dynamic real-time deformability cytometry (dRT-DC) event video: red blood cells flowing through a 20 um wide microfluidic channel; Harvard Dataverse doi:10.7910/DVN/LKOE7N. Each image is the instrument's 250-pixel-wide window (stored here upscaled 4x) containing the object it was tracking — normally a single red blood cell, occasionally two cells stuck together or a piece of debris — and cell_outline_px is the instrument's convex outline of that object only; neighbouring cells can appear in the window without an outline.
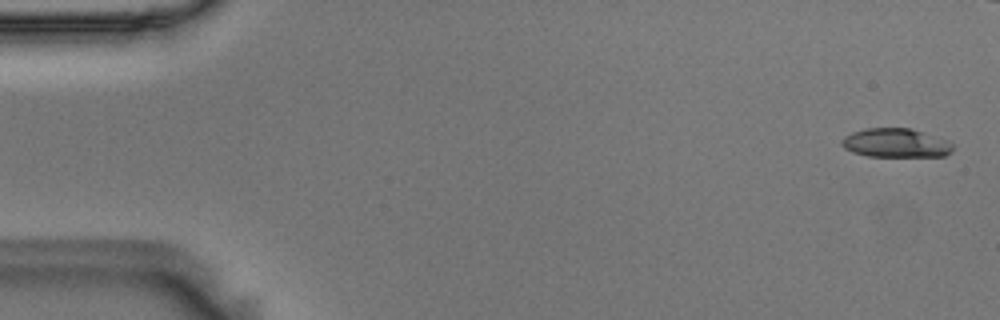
{"species": "Egyptian fruit bat (a non-hibernating species)", "species_latin": "Rousettus aegyptiacus", "temperature_condition": "room temperature", "stored_images_in_passage": 56, "camera_frame_rate_fps": 3000, "um_per_image_px": 0.085, "animal": {"sex": "male"}, "frame": {"image": 1, "passage_image": 2, "time_ms": 0.333, "image_size_px": [1000, 320], "cell_outline_px": [[952, 148], [944, 156], [868, 156], [852, 152], [844, 148], [840, 144], [840, 140], [844, 136], [852, 132], [864, 128], [912, 128], [944, 140], [952, 144]], "centroid_in_image_um": [76.04, 12.14], "position_along_channel_um": 9.0, "area_um2": 18.55}}
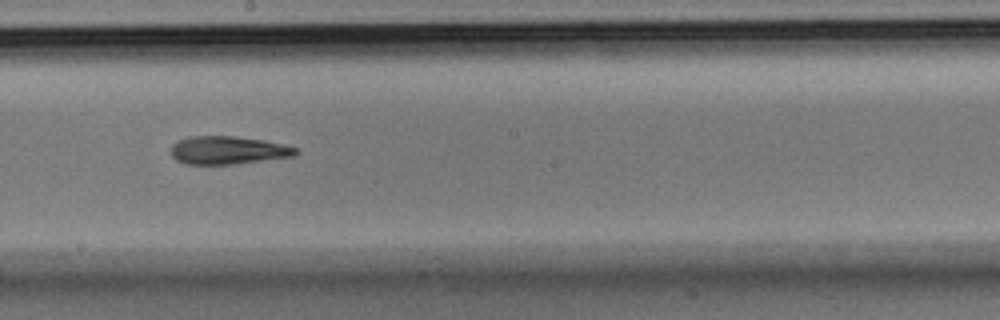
{"frame": {"image": 2, "passage_image": 31, "time_ms": 10.0, "image_size_px": [1000, 320], "cell_outline_px": [[296, 156], [236, 164], [184, 164], [176, 160], [172, 156], [172, 144], [180, 140], [192, 136], [232, 136], [264, 140], [296, 148]], "centroid_in_image_um": [19.36, 12.78], "position_along_channel_um": 228.8, "area_um2": 20.23}}
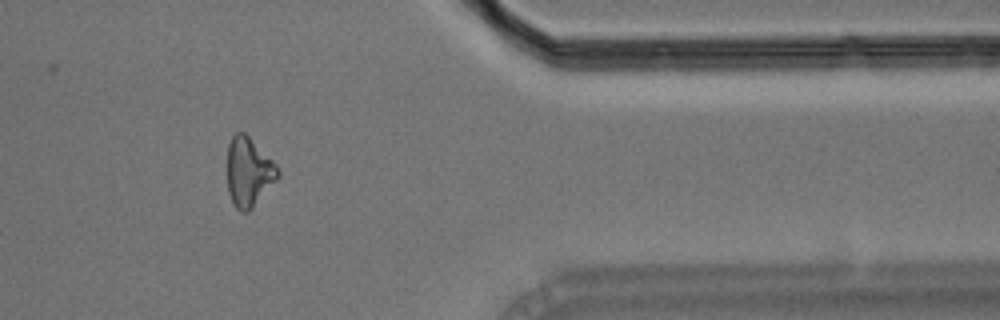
{"frame": {"image": 3, "passage_image": 46, "time_ms": 15.0, "image_size_px": [1000, 320], "cell_outline_px": [[280, 176], [252, 208], [248, 212], [240, 212], [236, 208], [228, 192], [228, 144], [232, 136], [236, 132], [244, 132], [276, 164], [280, 172]], "centroid_in_image_um": [21.14, 14.63], "position_along_channel_um": 390.3, "area_um2": 20.17}, "authors_computed_cell_mechanics": {"area_um2": 20.2589, "velocity_mm_per_s": 3.6362, "shape_relaxation_time_tau1_ms": 5.6523, "shape_relaxation_time_tau2_ms": null, "deformation_change_tau1": 0.1387, "deformation_change_tau2": null}}